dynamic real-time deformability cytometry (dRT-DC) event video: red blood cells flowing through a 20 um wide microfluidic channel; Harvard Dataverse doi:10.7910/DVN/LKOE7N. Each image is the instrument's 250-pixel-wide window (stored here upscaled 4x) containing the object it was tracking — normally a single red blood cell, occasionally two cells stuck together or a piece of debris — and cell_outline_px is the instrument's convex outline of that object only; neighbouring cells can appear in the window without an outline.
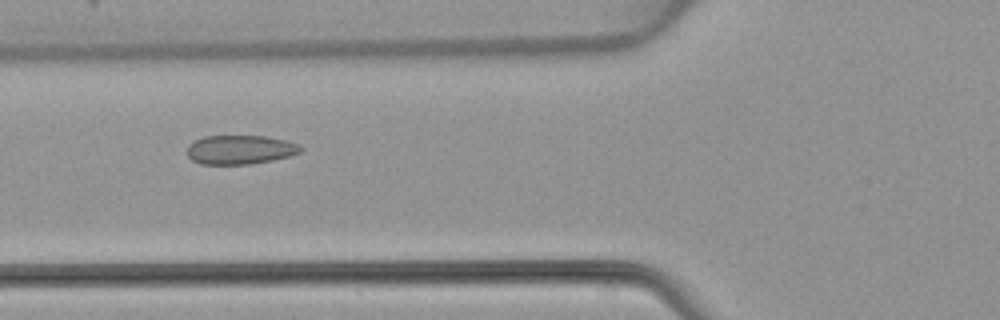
{"species": "common noctule bat (a hibernating species)", "species_latin": "Nyctalus noctula", "temperature_condition": "warm", "stored_images_in_passage": 5, "camera_frame_rate_fps": 3000, "um_per_image_px": 0.085, "animal": {"sex": "female", "body_mass_g": 22.7, "forearm_length_mm": 54.2}, "frame": {"image": 1, "passage_image": 5, "time_ms": 5.0, "image_size_px": [1000, 320], "cell_outline_px": [[304, 148], [300, 152], [288, 156], [272, 160], [248, 164], [200, 164], [192, 160], [188, 156], [188, 144], [204, 136], [264, 136], [284, 140], [300, 144]], "centroid_in_image_um": [20.41, 12.72], "position_along_channel_um": 105.4, "area_um2": 19.13}}